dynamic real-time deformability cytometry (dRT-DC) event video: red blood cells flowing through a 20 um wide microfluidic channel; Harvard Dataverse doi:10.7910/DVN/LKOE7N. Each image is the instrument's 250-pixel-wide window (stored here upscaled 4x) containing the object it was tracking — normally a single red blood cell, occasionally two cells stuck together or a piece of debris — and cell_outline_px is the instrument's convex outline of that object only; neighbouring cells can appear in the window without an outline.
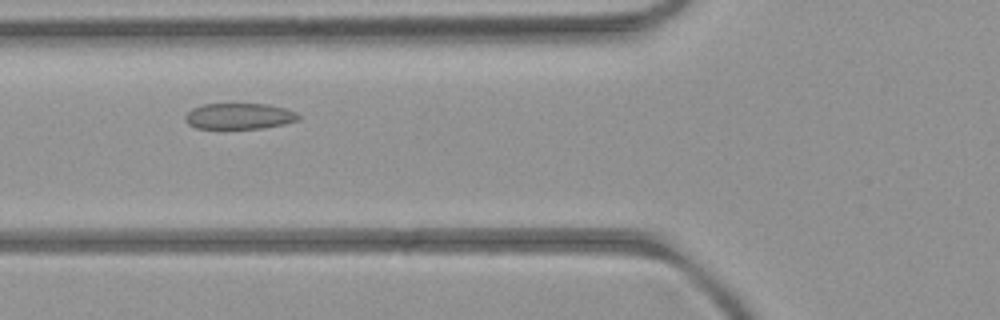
{"species": "common noctule bat (a hibernating species)", "species_latin": "Nyctalus noctula", "temperature_condition": "room temperature", "stored_images_in_passage": 8, "camera_frame_rate_fps": 3000, "um_per_image_px": 0.085, "animal": {"sex": "female", "body_mass_g": 21.9}, "frame": {"image": 1, "passage_image": 6, "time_ms": 5.667, "image_size_px": [1000, 320], "cell_outline_px": [[300, 120], [284, 124], [260, 128], [196, 128], [188, 124], [184, 120], [184, 116], [192, 108], [204, 104], [268, 104], [284, 108], [296, 112], [300, 116]], "centroid_in_image_um": [20.33, 9.87], "position_along_channel_um": 105.5, "area_um2": 17.11}}
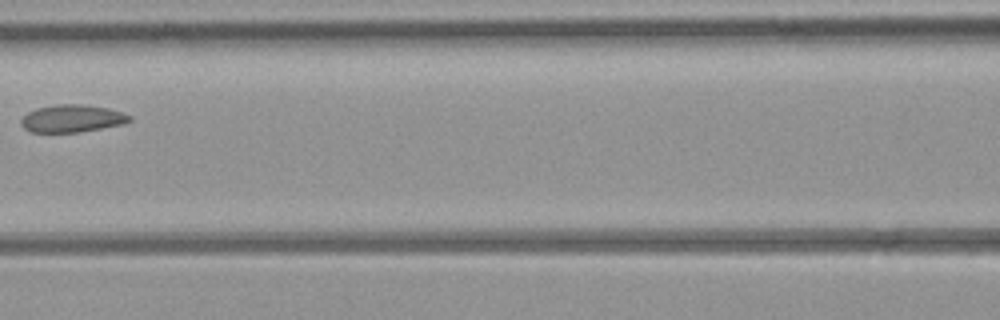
{"frame": {"image": 2, "passage_image": 7, "time_ms": 7.0, "image_size_px": [1000, 320], "cell_outline_px": [[132, 120], [124, 124], [80, 132], [32, 132], [24, 128], [20, 124], [20, 120], [28, 112], [36, 108], [56, 104], [84, 104], [108, 108], [132, 116]], "centroid_in_image_um": [6.13, 10.07], "position_along_channel_um": 160.5, "area_um2": 17.46}}
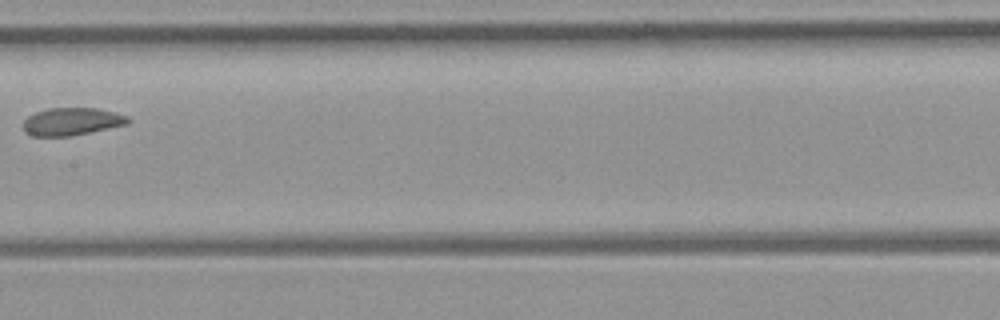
{"frame": {"image": 3, "passage_image": 8, "time_ms": 8.0, "image_size_px": [1000, 320], "cell_outline_px": [[132, 120], [128, 124], [68, 136], [32, 136], [24, 132], [24, 120], [28, 116], [36, 112], [48, 108], [96, 108], [128, 116]], "centroid_in_image_um": [6.09, 10.33], "position_along_channel_um": 201.3, "area_um2": 16.7}}